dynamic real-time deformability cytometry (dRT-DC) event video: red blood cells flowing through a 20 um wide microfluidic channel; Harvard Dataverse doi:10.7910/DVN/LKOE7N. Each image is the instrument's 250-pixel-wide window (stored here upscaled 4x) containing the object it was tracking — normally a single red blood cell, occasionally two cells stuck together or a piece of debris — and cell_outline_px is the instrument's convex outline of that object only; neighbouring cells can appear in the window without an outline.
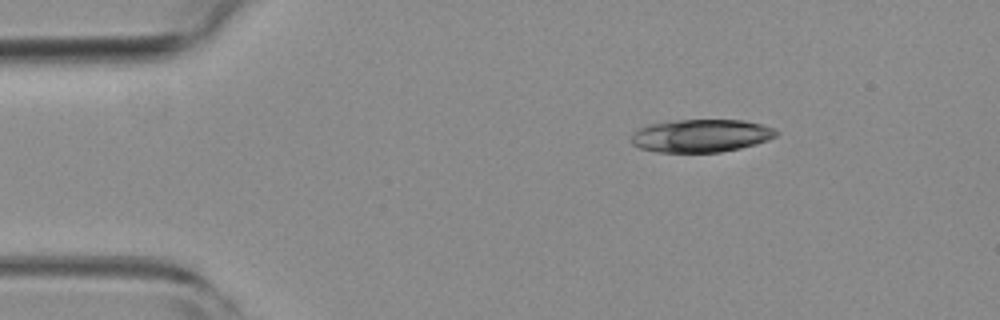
{"species": "common noctule bat (a hibernating species)", "species_latin": "Nyctalus noctula", "temperature_condition": "room temperature", "stored_images_in_passage": 46, "camera_frame_rate_fps": 3000, "um_per_image_px": 0.085, "animal": {"sex": "female", "body_mass_g": 19.3, "forearm_length_mm": 54.1}, "frame": {"image": 1, "passage_image": 1, "time_ms": 0.0, "image_size_px": [1000, 320], "cell_outline_px": [[780, 132], [776, 136], [768, 140], [756, 144], [740, 148], [720, 152], [656, 152], [640, 148], [632, 144], [632, 132], [648, 124], [676, 120], [744, 120], [764, 124]], "centroid_in_image_um": [59.6, 11.53], "position_along_channel_um": 25.4, "area_um2": 27.92}}